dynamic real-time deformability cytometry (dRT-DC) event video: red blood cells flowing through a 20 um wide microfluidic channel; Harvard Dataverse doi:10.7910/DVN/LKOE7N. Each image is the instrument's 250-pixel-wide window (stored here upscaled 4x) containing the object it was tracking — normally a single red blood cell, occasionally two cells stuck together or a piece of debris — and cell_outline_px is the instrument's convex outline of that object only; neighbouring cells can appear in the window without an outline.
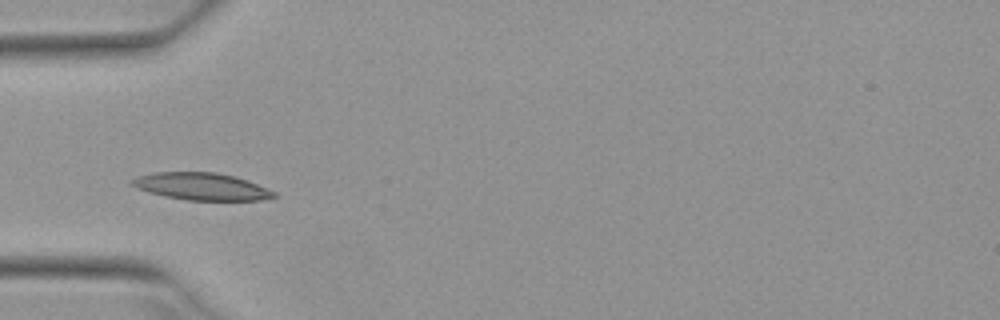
{"species": "Egyptian fruit bat (a non-hibernating species)", "species_latin": "Rousettus aegyptiacus", "temperature_condition": "warm", "stored_images_in_passage": 6, "camera_frame_rate_fps": 3000, "um_per_image_px": 0.085, "animal": {"sex": "female"}, "frame": {"image": 1, "passage_image": 6, "time_ms": 1.667, "image_size_px": [1000, 320], "cell_outline_px": [[280, 196], [260, 200], [188, 200], [164, 196], [148, 192], [136, 188], [128, 184], [128, 180], [152, 172], [216, 172], [248, 180], [268, 188], [276, 192]], "centroid_in_image_um": [17.12, 15.85], "position_along_channel_um": 67.9, "area_um2": 22.72}}